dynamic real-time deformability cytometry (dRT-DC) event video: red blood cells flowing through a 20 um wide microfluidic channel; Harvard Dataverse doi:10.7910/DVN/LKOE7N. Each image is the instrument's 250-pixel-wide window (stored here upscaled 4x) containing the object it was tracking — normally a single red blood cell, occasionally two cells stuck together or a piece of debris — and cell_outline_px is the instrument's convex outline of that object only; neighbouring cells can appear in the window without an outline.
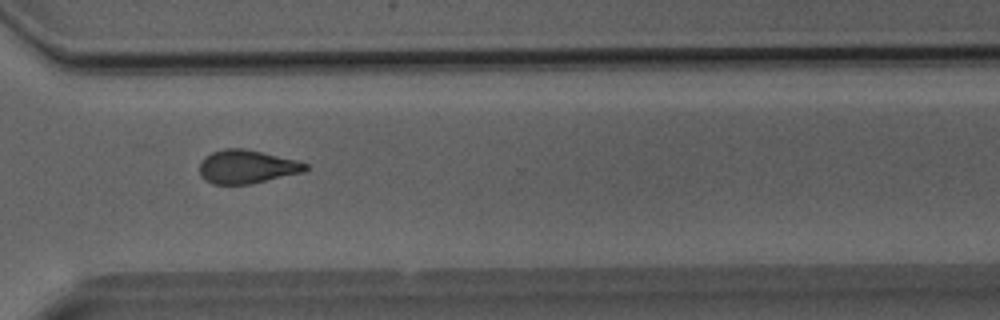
{"species": "Egyptian fruit bat (a non-hibernating species)", "species_latin": "Rousettus aegyptiacus", "temperature_condition": "room temperature", "stored_images_in_passage": 28, "camera_frame_rate_fps": 3000, "um_per_image_px": 0.085, "animal": {"sex": "male"}, "frame": {"image": 1, "passage_image": 18, "time_ms": 5.667, "image_size_px": [1000, 320], "cell_outline_px": [[308, 168], [304, 172], [252, 184], [212, 184], [204, 180], [200, 176], [200, 160], [204, 156], [212, 152], [224, 148], [244, 148], [296, 160], [308, 164]], "centroid_in_image_um": [20.95, 14.18], "position_along_channel_um": 349.6, "area_um2": 20.87}}
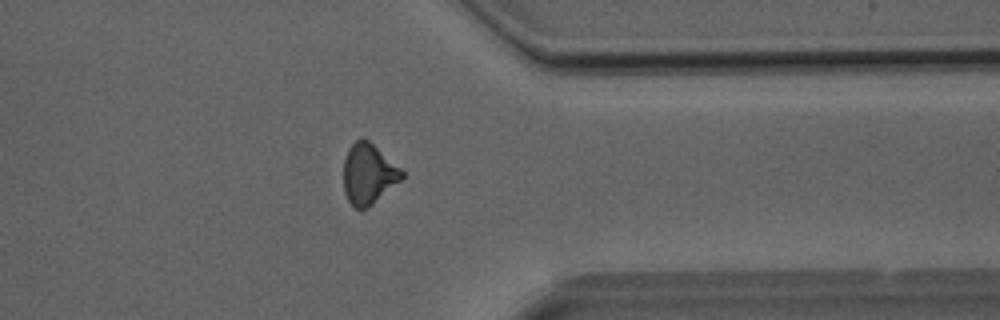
{"frame": {"image": 2, "passage_image": 20, "time_ms": 6.333, "image_size_px": [1000, 320], "cell_outline_px": [[404, 176], [400, 180], [368, 208], [356, 208], [348, 200], [344, 192], [344, 160], [348, 148], [360, 136], [368, 140], [400, 168], [404, 172]], "centroid_in_image_um": [31.29, 14.77], "position_along_channel_um": 380.1, "area_um2": 20.23}}
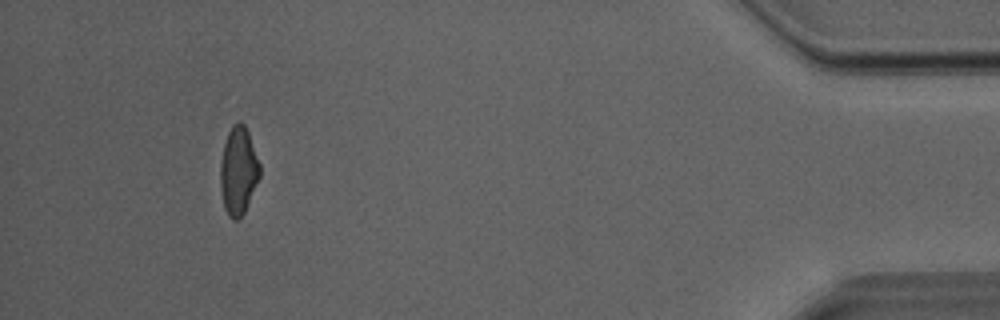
{"frame": {"image": 3, "passage_image": 25, "time_ms": 8.0, "image_size_px": [1000, 320], "cell_outline_px": [[260, 176], [244, 212], [236, 220], [232, 220], [228, 216], [224, 208], [220, 188], [220, 160], [224, 144], [228, 132], [232, 124], [240, 120], [244, 124], [248, 132], [260, 164]], "centroid_in_image_um": [20.24, 14.5], "position_along_channel_um": 415.0, "area_um2": 20.23}}